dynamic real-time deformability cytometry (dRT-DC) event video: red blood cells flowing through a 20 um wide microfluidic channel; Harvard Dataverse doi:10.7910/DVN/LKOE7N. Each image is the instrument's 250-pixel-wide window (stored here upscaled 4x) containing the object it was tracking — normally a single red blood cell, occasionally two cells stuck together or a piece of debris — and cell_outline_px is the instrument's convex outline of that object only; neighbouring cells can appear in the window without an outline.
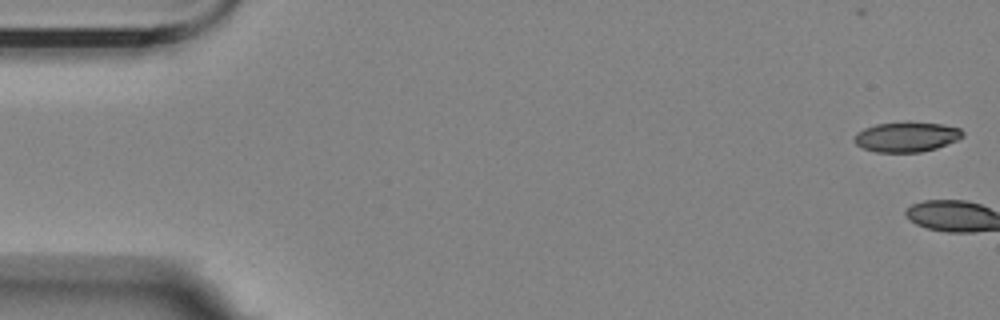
{"species": "Egyptian fruit bat (a non-hibernating species)", "species_latin": "Rousettus aegyptiacus", "temperature_condition": "room temperature", "stored_images_in_passage": 3, "camera_frame_rate_fps": 3000, "um_per_image_px": 0.085, "animal": {"sex": "female"}, "frame": {"image": 1, "passage_image": 1, "time_ms": 0.0, "image_size_px": [1000, 320], "cell_outline_px": [[964, 136], [956, 140], [936, 148], [920, 152], [876, 152], [864, 148], [856, 144], [852, 140], [852, 136], [856, 132], [864, 128], [876, 124], [904, 120], [908, 120], [940, 124], [960, 128], [964, 132]], "centroid_in_image_um": [77.01, 11.6], "position_along_channel_um": 8.0, "area_um2": 19.36}}